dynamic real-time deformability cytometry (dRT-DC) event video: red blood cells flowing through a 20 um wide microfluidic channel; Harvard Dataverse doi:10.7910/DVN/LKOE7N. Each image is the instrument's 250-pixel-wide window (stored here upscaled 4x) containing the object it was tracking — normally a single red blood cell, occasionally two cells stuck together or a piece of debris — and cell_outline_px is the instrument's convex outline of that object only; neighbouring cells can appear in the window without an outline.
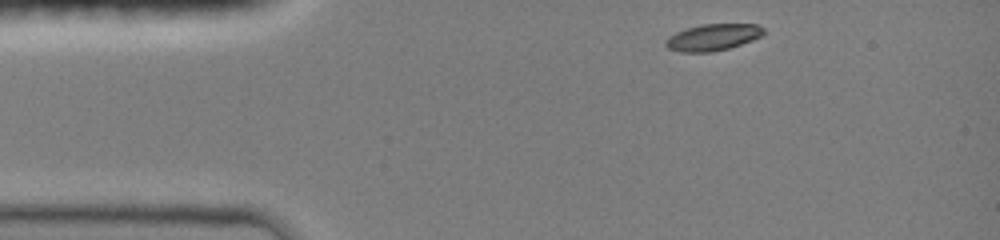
{"species": "common noctule bat (a hibernating species)", "species_latin": "Nyctalus noctula", "temperature_condition": "room temperature", "stored_images_in_passage": 23, "camera_frame_rate_fps": 3000, "um_per_image_px": 0.085, "animal": {"sex": "female", "body_mass_g": 19.0, "forearm_length_mm": 51.5}, "frame": {"image": 1, "passage_image": 1, "time_ms": 0.0, "image_size_px": [1000, 240], "cell_outline_px": [[764, 32], [760, 36], [752, 40], [728, 48], [712, 52], [680, 52], [668, 48], [664, 44], [664, 40], [668, 36], [684, 28], [704, 24], [756, 24], [764, 28]], "centroid_in_image_um": [60.54, 3.16], "position_along_channel_um": 24.5, "area_um2": 15.2}}
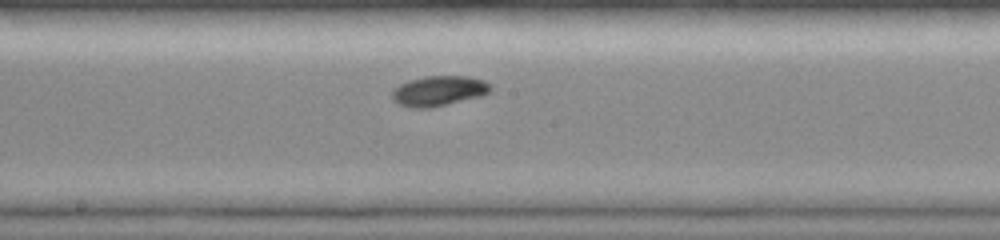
{"frame": {"image": 2, "passage_image": 14, "time_ms": 6.0, "image_size_px": [1000, 240], "cell_outline_px": [[492, 88], [488, 92], [480, 96], [432, 108], [408, 108], [392, 100], [392, 92], [400, 84], [408, 80], [424, 76], [468, 76], [484, 80]], "centroid_in_image_um": [37.26, 7.73], "position_along_channel_um": 210.9, "area_um2": 17.28}}
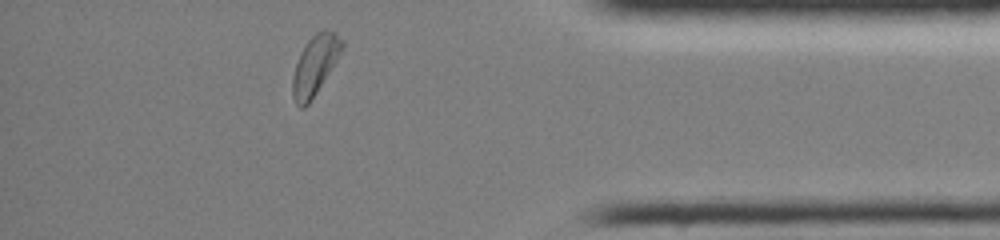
{"frame": {"image": 3, "passage_image": 23, "time_ms": 11.333, "image_size_px": [1000, 240], "cell_outline_px": [[344, 48], [316, 92], [308, 104], [304, 108], [300, 108], [296, 104], [292, 96], [292, 76], [300, 52], [308, 40], [316, 32], [324, 28], [332, 32], [344, 44]], "centroid_in_image_um": [26.74, 5.55], "position_along_channel_um": 408.5, "area_um2": 16.76}, "authors_computed_cell_mechanics": {"area_um2": 16.2418, "velocity_mm_per_s": 4.0306, "shape_relaxation_time_tau1_ms": 2.6077, "shape_relaxation_time_tau2_ms": null, "deformation_change_tau1": 0.1286, "deformation_change_tau2": null}}